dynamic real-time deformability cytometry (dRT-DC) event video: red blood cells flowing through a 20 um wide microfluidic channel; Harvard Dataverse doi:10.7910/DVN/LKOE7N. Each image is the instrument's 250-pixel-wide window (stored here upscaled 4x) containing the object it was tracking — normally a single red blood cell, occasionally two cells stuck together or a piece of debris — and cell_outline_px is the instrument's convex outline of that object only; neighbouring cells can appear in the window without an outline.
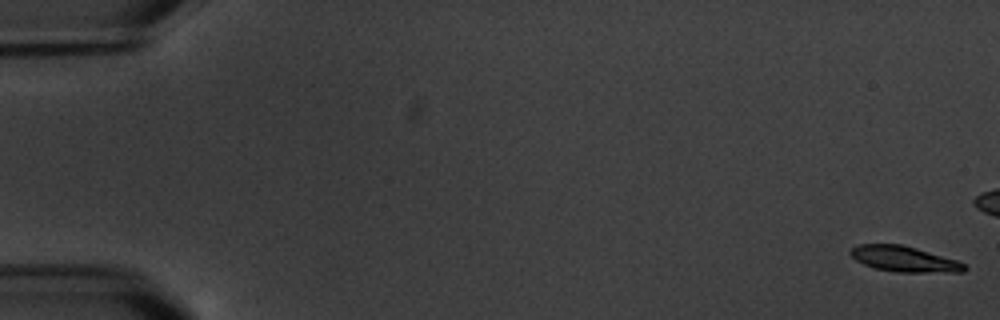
{"species": "common noctule bat (a hibernating species)", "species_latin": "Nyctalus noctula", "temperature_condition": "warm", "stored_images_in_passage": 7, "camera_frame_rate_fps": 3000, "um_per_image_px": 0.085, "animal": {"sex": "male", "body_mass_g": 20.1, "forearm_length_mm": 53.5}, "frame": {"image": 1, "passage_image": 1, "time_ms": 0.0, "image_size_px": [1000, 320], "cell_outline_px": [[968, 268], [964, 272], [896, 272], [876, 268], [864, 264], [856, 260], [848, 252], [856, 244], [900, 244], [916, 248], [956, 260], [964, 264]], "centroid_in_image_um": [76.84, 22.01], "position_along_channel_um": 8.2, "area_um2": 16.88}}